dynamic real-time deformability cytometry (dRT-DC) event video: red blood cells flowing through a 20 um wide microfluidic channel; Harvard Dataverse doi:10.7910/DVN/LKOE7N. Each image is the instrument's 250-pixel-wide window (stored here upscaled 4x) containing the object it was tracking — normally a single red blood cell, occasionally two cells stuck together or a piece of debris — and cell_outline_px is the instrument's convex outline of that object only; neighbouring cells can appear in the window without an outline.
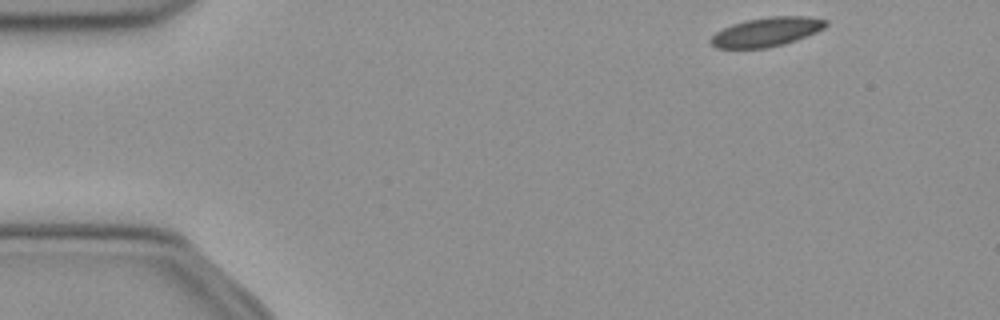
{"species": "common noctule bat (a hibernating species)", "species_latin": "Nyctalus noctula", "temperature_condition": "cold", "stored_images_in_passage": 47, "camera_frame_rate_fps": 3000, "um_per_image_px": 0.085, "animal": {"sex": "female", "body_mass_g": 21.9}, "frame": {"image": 1, "passage_image": 1, "time_ms": 0.0, "image_size_px": [1000, 320], "cell_outline_px": [[828, 24], [824, 28], [816, 32], [796, 40], [784, 44], [768, 48], [716, 48], [708, 40], [716, 32], [732, 24], [748, 20], [772, 16], [808, 16], [828, 20]], "centroid_in_image_um": [65.18, 2.71], "position_along_channel_um": 19.8, "area_um2": 19.48}}
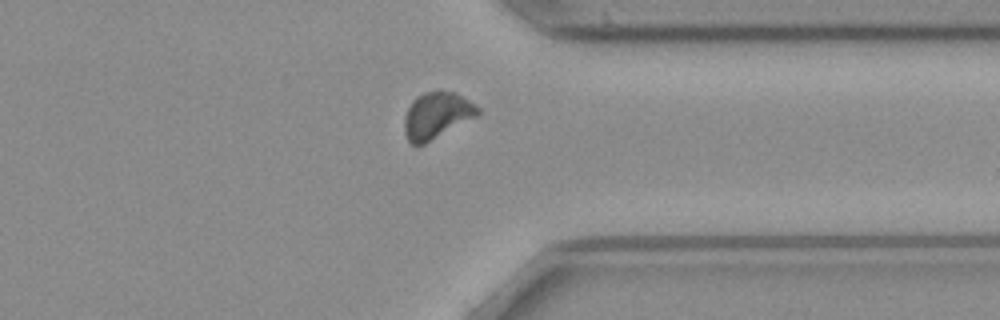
{"frame": {"image": 2, "passage_image": 35, "time_ms": 11.333, "image_size_px": [1000, 320], "cell_outline_px": [[480, 112], [476, 116], [424, 144], [412, 144], [408, 140], [404, 132], [404, 116], [412, 100], [416, 96], [424, 92], [456, 92], [464, 96], [476, 104], [480, 108]], "centroid_in_image_um": [37.11, 9.79], "position_along_channel_um": 374.3, "area_um2": 19.71}}
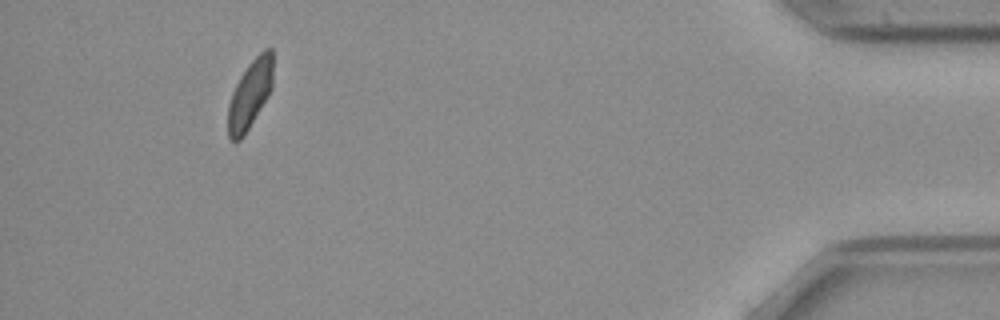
{"frame": {"image": 3, "passage_image": 43, "time_ms": 14.0, "image_size_px": [1000, 320], "cell_outline_px": [[272, 88], [268, 96], [244, 136], [240, 140], [232, 140], [228, 136], [228, 104], [232, 92], [240, 76], [248, 64], [264, 48], [272, 48]], "centroid_in_image_um": [21.24, 8.01], "position_along_channel_um": 414.0, "area_um2": 17.86}, "authors_computed_cell_mechanics": {"area_um2": 19.8832, "velocity_mm_per_s": 3.936, "shape_relaxation_time_tau1_ms": 7.2052, "shape_relaxation_time_tau2_ms": null, "deformation_change_tau1": 0.1071, "deformation_change_tau2": null}}